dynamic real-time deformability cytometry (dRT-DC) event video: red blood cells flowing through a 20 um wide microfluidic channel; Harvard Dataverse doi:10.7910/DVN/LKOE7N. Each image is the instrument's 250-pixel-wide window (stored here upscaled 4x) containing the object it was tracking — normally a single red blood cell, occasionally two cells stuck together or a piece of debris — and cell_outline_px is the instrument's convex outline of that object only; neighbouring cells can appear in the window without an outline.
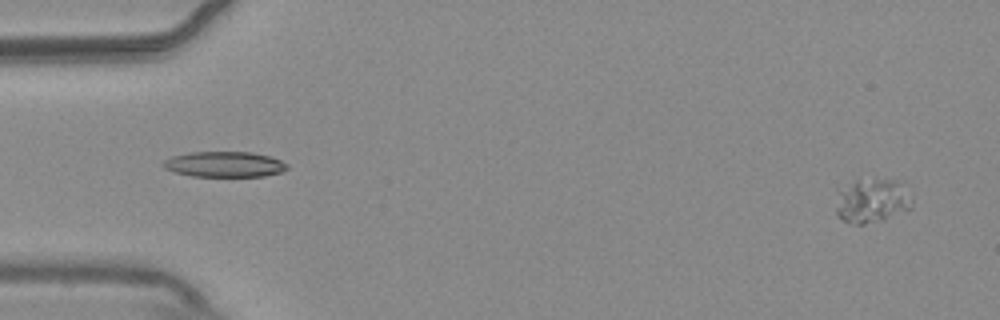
{"species": "common noctule bat (a hibernating species)", "species_latin": "Nyctalus noctula", "temperature_condition": "warm", "stored_images_in_passage": 54, "camera_frame_rate_fps": 3000, "um_per_image_px": 0.085, "animal": {"sex": "male", "body_mass_g": 20.4}, "frame": {"image": 1, "passage_image": 1, "time_ms": 0.0, "image_size_px": [1000, 320], "cell_outline_px": [[912, 208], [884, 220], [864, 224], [848, 224], [836, 216], [836, 188], [856, 180], [900, 180], [912, 200]], "centroid_in_image_um": [74.06, 17.08], "position_along_channel_um": 10.9, "area_um2": 20.06}}
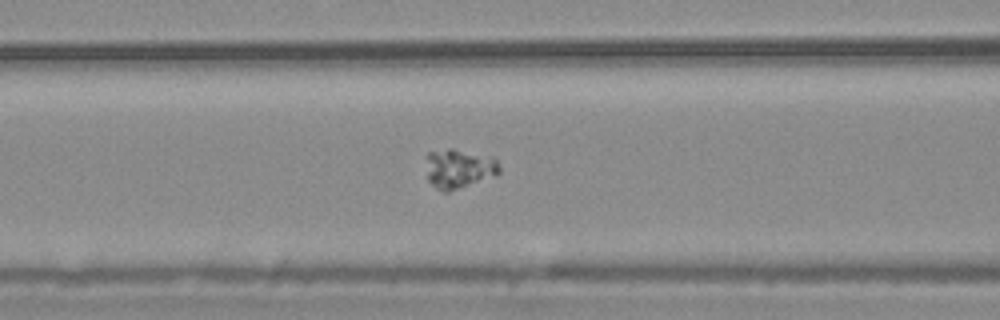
{"frame": {"image": 2, "passage_image": 21, "time_ms": 6.667, "image_size_px": [1000, 320], "cell_outline_px": [[500, 172], [496, 176], [448, 192], [444, 192], [436, 188], [428, 180], [428, 152], [448, 148], [452, 148], [492, 156], [500, 164]], "centroid_in_image_um": [39.06, 14.33], "position_along_channel_um": 127.5, "area_um2": 16.88}}
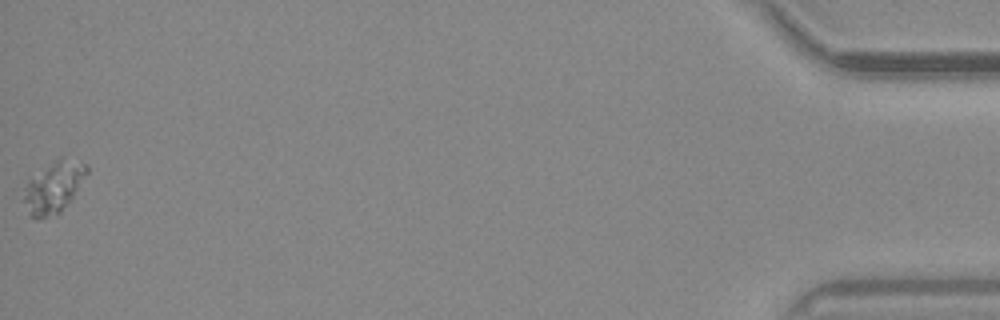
{"frame": {"image": 3, "passage_image": 54, "time_ms": 17.667, "image_size_px": [1000, 320], "cell_outline_px": [[88, 172], [72, 196], [60, 212], [36, 220], [32, 216], [20, 200], [24, 188], [28, 180], [60, 156], [84, 164], [88, 168]], "centroid_in_image_um": [4.49, 15.92], "position_along_channel_um": 430.7, "area_um2": 18.44}}